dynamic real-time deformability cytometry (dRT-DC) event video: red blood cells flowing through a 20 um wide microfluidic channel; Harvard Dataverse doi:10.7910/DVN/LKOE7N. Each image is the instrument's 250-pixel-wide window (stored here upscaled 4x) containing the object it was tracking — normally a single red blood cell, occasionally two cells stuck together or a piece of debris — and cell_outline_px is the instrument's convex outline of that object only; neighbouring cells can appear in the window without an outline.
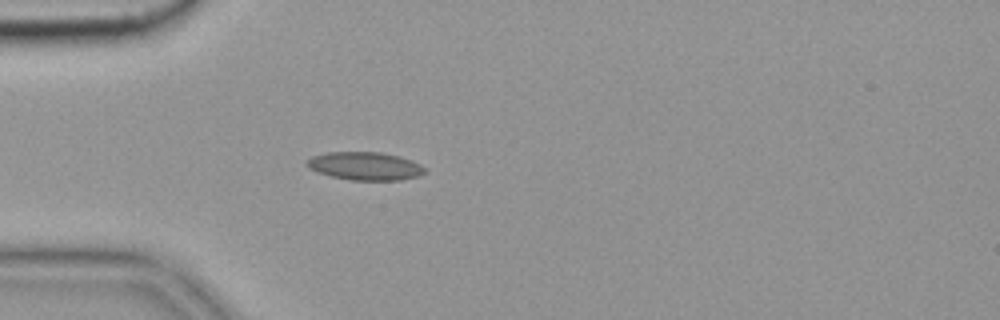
{"species": "common noctule bat (a hibernating species)", "species_latin": "Nyctalus noctula", "temperature_condition": "cold", "stored_images_in_passage": 47, "camera_frame_rate_fps": 3000, "um_per_image_px": 0.085, "animal": {"sex": "female", "body_mass_g": 19.9}, "frame": {"image": 1, "passage_image": 8, "time_ms": 2.333, "image_size_px": [1000, 320], "cell_outline_px": [[428, 172], [420, 176], [400, 180], [352, 180], [332, 176], [316, 172], [308, 168], [304, 164], [312, 156], [328, 152], [380, 152], [400, 156], [412, 160], [420, 164]], "centroid_in_image_um": [31.05, 14.11], "position_along_channel_um": 54.0, "area_um2": 19.48}}
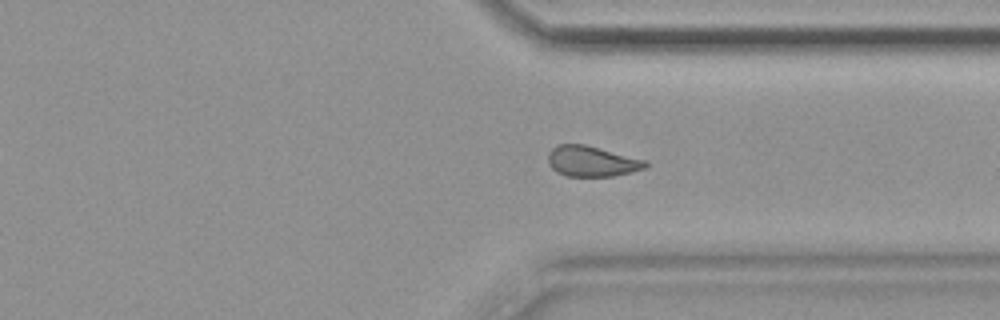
{"frame": {"image": 2, "passage_image": 34, "time_ms": 11.0, "image_size_px": [1000, 320], "cell_outline_px": [[648, 164], [644, 168], [632, 172], [612, 176], [568, 176], [556, 172], [548, 164], [548, 152], [556, 144], [584, 144], [648, 160]], "centroid_in_image_um": [50.29, 13.7], "position_along_channel_um": 361.1, "area_um2": 17.46}, "authors_computed_cell_mechanics": {"area_um2": 17.5712, "velocity_mm_per_s": 3.6383, "shape_relaxation_time_tau1_ms": null, "shape_relaxation_time_tau2_ms": 3.4832, "deformation_change_tau1": null, "deformation_change_tau2": 0.0952}}